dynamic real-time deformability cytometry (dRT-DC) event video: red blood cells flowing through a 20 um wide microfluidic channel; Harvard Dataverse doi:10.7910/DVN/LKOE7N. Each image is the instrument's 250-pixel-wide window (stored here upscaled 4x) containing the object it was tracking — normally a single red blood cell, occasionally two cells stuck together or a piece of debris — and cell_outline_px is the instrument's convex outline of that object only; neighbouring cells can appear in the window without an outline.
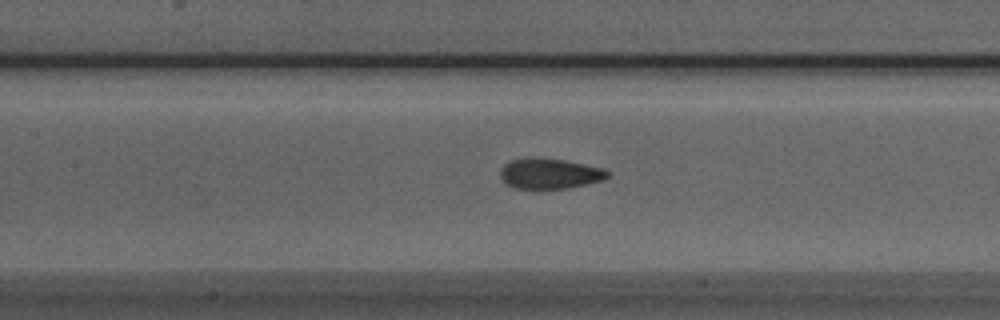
{"species": "Egyptian fruit bat (a non-hibernating species)", "species_latin": "Rousettus aegyptiacus", "temperature_condition": "room temperature", "stored_images_in_passage": 49, "camera_frame_rate_fps": 3000, "um_per_image_px": 0.085, "animal": {"sex": "male"}, "frame": {"image": 1, "passage_image": 22, "time_ms": 7.0, "image_size_px": [1000, 320], "cell_outline_px": [[608, 176], [604, 180], [568, 188], [540, 192], [532, 192], [516, 188], [508, 184], [500, 176], [500, 168], [504, 164], [512, 160], [564, 160], [604, 168], [608, 172]], "centroid_in_image_um": [46.73, 14.84], "position_along_channel_um": 160.7, "area_um2": 19.07}}
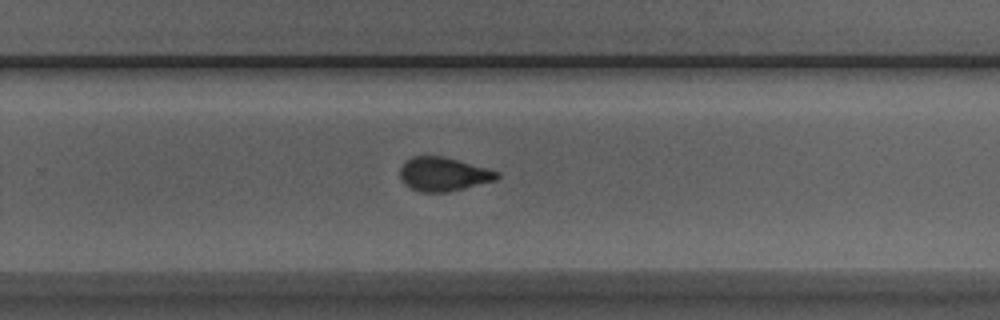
{"frame": {"image": 2, "passage_image": 32, "time_ms": 10.333, "image_size_px": [1000, 320], "cell_outline_px": [[500, 176], [496, 180], [448, 192], [420, 192], [404, 184], [400, 176], [400, 168], [412, 156], [444, 156], [500, 172]], "centroid_in_image_um": [37.69, 14.81], "position_along_channel_um": 292.1, "area_um2": 18.96}}
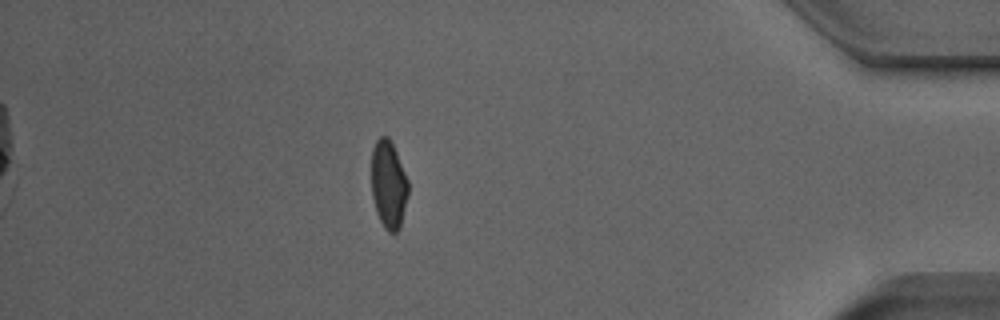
{"frame": {"image": 3, "passage_image": 44, "time_ms": 14.333, "image_size_px": [1000, 320], "cell_outline_px": [[408, 196], [400, 228], [396, 232], [388, 232], [384, 228], [376, 212], [372, 196], [372, 148], [376, 140], [380, 136], [388, 136], [396, 152], [408, 180]], "centroid_in_image_um": [33.03, 15.7], "position_along_channel_um": 402.2, "area_um2": 18.84}, "authors_computed_cell_mechanics": {"area_um2": 19.3052, "velocity_mm_per_s": 3.957, "shape_relaxation_time_tau1_ms": 10.657, "shape_relaxation_time_tau2_ms": 1.6192, "deformation_change_tau1": 0.2007, "deformation_change_tau2": 0.0565}}